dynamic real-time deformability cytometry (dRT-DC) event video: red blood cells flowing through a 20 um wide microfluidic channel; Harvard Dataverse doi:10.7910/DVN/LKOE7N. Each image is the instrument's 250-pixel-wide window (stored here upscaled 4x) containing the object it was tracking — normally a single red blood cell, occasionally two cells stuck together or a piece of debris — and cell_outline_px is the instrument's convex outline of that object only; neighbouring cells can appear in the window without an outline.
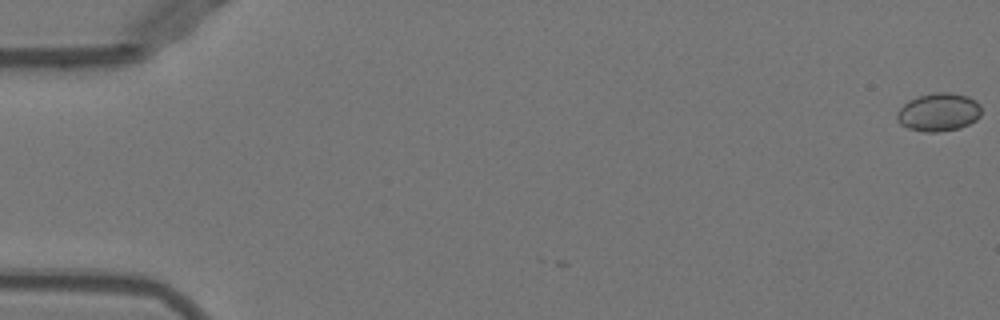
{"species": "Egyptian fruit bat (a non-hibernating species)", "species_latin": "Rousettus aegyptiacus", "temperature_condition": "warm", "stored_images_in_passage": 5, "camera_frame_rate_fps": 3000, "um_per_image_px": 0.085, "animal": {"sex": "female"}, "frame": {"image": 1, "passage_image": 1, "time_ms": 0.0, "image_size_px": [1000, 320], "cell_outline_px": [[980, 116], [976, 120], [960, 128], [936, 132], [924, 132], [908, 128], [900, 124], [896, 120], [896, 116], [900, 108], [908, 100], [916, 96], [932, 92], [952, 92], [968, 96], [976, 100], [980, 104]], "centroid_in_image_um": [79.77, 9.52], "position_along_channel_um": 5.2, "area_um2": 19.02}}